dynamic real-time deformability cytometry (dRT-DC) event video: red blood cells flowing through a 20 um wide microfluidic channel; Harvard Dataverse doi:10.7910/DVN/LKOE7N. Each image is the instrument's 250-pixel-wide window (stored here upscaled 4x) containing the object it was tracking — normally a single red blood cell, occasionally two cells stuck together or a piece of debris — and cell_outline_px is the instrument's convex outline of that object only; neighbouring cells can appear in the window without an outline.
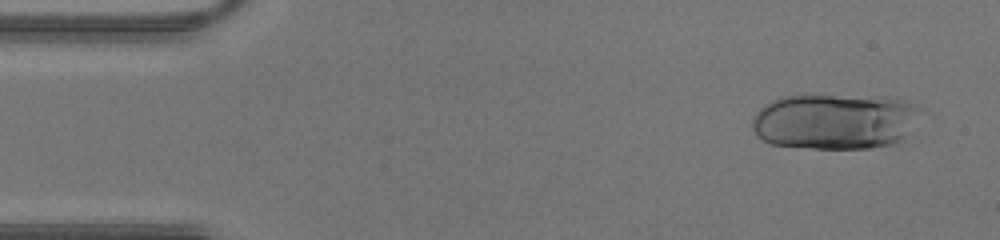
{"species": "human", "species_latin": "Homo sapiens", "temperature_condition": "warm", "stored_images_in_passage": 15, "camera_frame_rate_fps": 3000, "um_per_image_px": 0.085, "donor": {"sex": "male"}, "frame": {"image": 1, "passage_image": 3, "time_ms": 0.667, "image_size_px": [1000, 240], "cell_outline_px": [[924, 112], [900, 140], [892, 144], [868, 148], [812, 148], [772, 144], [756, 136], [752, 128], [752, 120], [756, 112], [764, 104], [780, 96], [888, 96], [904, 100], [916, 104], [924, 108]], "centroid_in_image_um": [70.99, 10.3], "position_along_channel_um": 14.0, "area_um2": 55.08}}
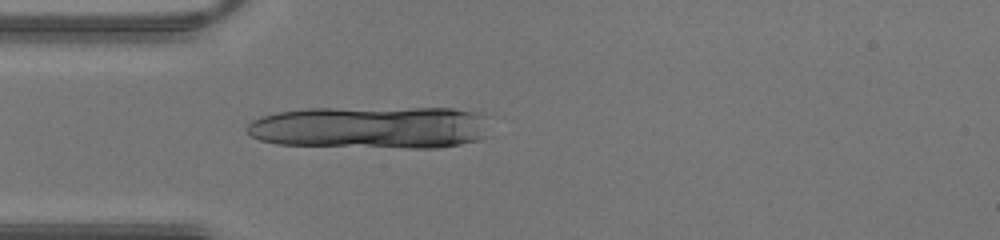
{"frame": {"image": 2, "passage_image": 12, "time_ms": 3.667, "image_size_px": [1000, 240], "cell_outline_px": [[492, 136], [480, 140], [460, 144], [436, 148], [408, 148], [276, 144], [260, 140], [252, 136], [244, 128], [252, 120], [260, 116], [276, 112], [308, 108], [452, 108], [484, 112]], "centroid_in_image_um": [31.61, 10.82], "position_along_channel_um": 53.4, "area_um2": 61.44}}